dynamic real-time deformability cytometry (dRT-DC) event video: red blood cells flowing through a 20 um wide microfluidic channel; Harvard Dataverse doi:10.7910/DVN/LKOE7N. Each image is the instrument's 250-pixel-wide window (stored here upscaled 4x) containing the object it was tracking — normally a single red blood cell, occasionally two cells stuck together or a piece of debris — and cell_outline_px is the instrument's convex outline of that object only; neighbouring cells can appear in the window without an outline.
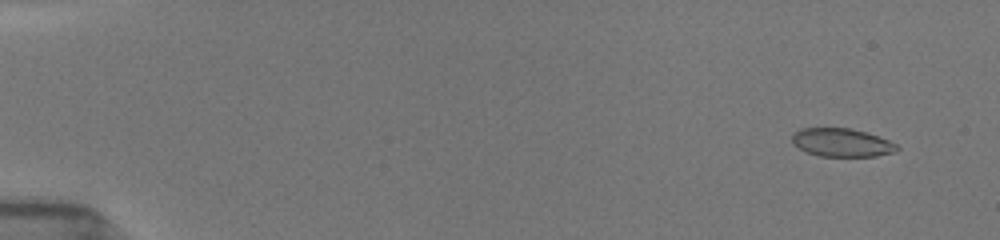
{"species": "common noctule bat (a hibernating species)", "species_latin": "Nyctalus noctula", "temperature_condition": "room temperature", "stored_images_in_passage": 20, "camera_frame_rate_fps": 3000, "um_per_image_px": 0.085, "animal": {"sex": "female", "body_mass_g": 19.5, "forearm_length_mm": 54.1}, "frame": {"image": 1, "passage_image": 4, "time_ms": 1.0, "image_size_px": [1000, 240], "cell_outline_px": [[900, 148], [896, 152], [876, 156], [820, 156], [808, 152], [792, 144], [792, 136], [800, 128], [848, 128], [864, 132], [888, 140], [896, 144]], "centroid_in_image_um": [71.55, 12.12], "position_along_channel_um": 13.4, "area_um2": 17.11}}
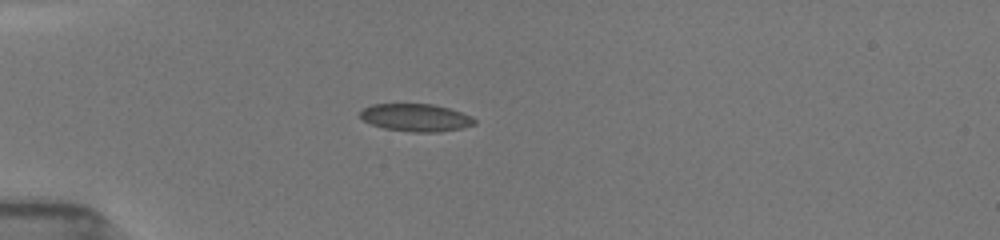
{"frame": {"image": 2, "passage_image": 15, "time_ms": 5.0, "image_size_px": [1000, 240], "cell_outline_px": [[476, 124], [460, 128], [440, 132], [412, 132], [384, 128], [372, 124], [364, 120], [360, 116], [360, 112], [364, 108], [372, 104], [432, 104], [448, 108], [472, 116], [476, 120]], "centroid_in_image_um": [35.36, 10.0], "position_along_channel_um": 49.6, "area_um2": 18.26}}
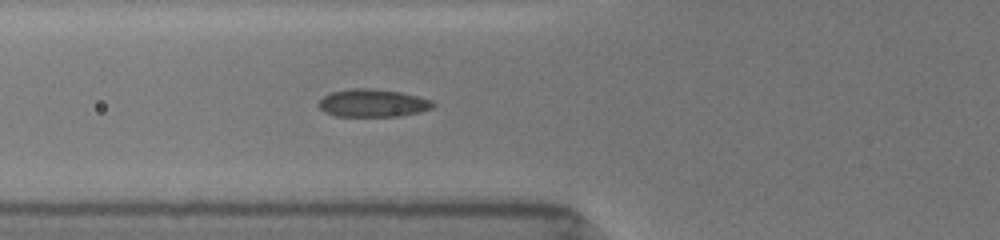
{"frame": {"image": 3, "passage_image": 20, "time_ms": 6.667, "image_size_px": [1000, 240], "cell_outline_px": [[436, 104], [432, 108], [420, 112], [400, 116], [336, 116], [324, 112], [316, 104], [324, 96], [332, 92], [348, 88], [376, 88], [400, 92], [432, 100]], "centroid_in_image_um": [31.68, 8.75], "position_along_channel_um": 94.1, "area_um2": 18.67}}